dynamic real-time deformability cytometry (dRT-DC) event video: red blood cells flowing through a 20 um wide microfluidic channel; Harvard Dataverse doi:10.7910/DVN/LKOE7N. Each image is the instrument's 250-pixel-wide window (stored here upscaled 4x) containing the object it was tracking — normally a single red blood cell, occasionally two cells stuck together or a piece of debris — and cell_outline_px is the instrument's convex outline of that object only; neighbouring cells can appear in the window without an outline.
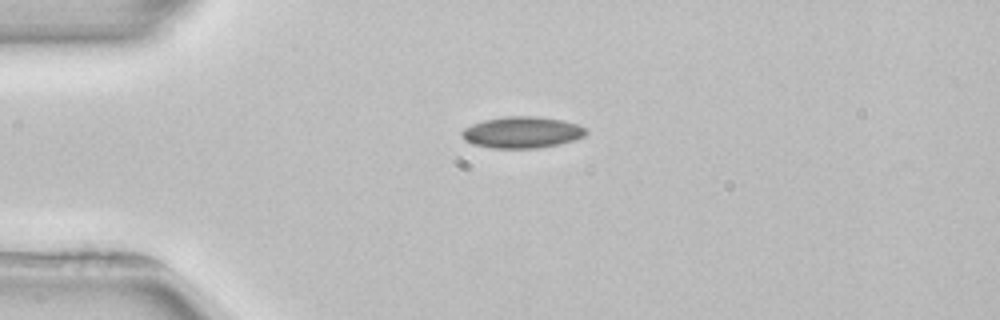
{"species": "common noctule bat (a hibernating species)", "species_latin": "Nyctalus noctula", "temperature_condition": "room temperature", "stored_images_in_passage": 4, "camera_frame_rate_fps": 3000, "um_per_image_px": 0.085, "animal": {"sex": "female", "body_mass_g": 22.7, "forearm_length_mm": 54.2}, "frame": {"image": 1, "passage_image": 2, "time_ms": 2.0, "image_size_px": [1000, 320], "cell_outline_px": [[588, 132], [584, 136], [560, 144], [536, 148], [492, 148], [472, 144], [464, 140], [460, 136], [460, 132], [464, 128], [472, 124], [484, 120], [508, 116], [540, 116], [560, 120], [576, 124], [584, 128]], "centroid_in_image_um": [44.32, 11.25], "position_along_channel_um": 40.7, "area_um2": 22.72}}
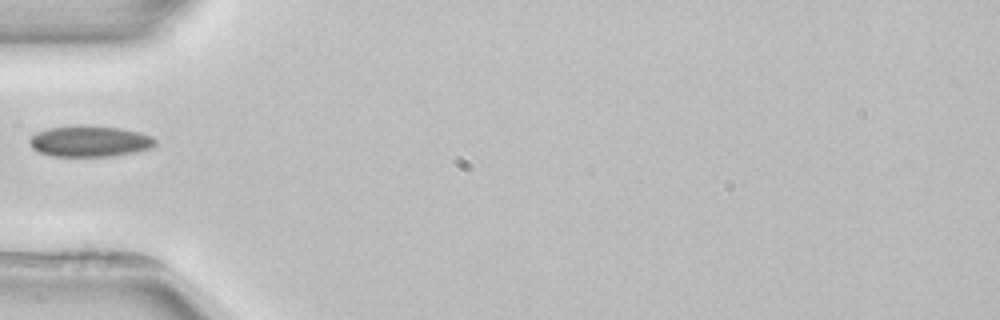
{"frame": {"image": 2, "passage_image": 3, "time_ms": 3.667, "image_size_px": [1000, 320], "cell_outline_px": [[156, 144], [152, 148], [112, 156], [52, 156], [40, 152], [32, 148], [28, 144], [28, 136], [36, 132], [48, 128], [120, 128], [140, 132], [152, 136], [156, 140]], "centroid_in_image_um": [7.61, 12.05], "position_along_channel_um": 77.4, "area_um2": 22.02}}